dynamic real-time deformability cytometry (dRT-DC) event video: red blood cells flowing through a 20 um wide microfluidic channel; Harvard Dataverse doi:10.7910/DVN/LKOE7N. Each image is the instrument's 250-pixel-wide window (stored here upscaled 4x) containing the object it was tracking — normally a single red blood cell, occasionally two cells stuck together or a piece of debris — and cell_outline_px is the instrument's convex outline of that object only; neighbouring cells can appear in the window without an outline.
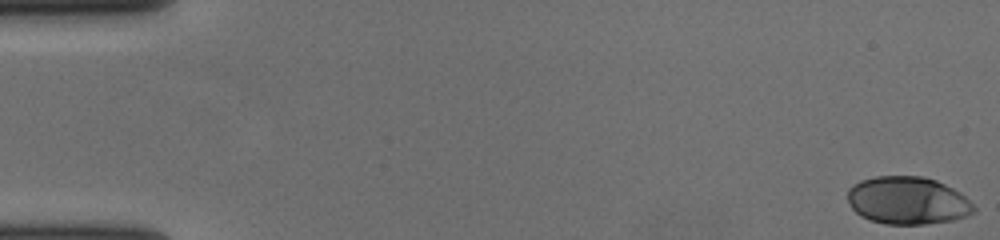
{"species": "human", "species_latin": "Homo sapiens", "temperature_condition": "cold", "stored_images_in_passage": 58, "camera_frame_rate_fps": 3000, "um_per_image_px": 0.085, "donor": {"sex": "female"}, "frame": {"image": 1, "passage_image": 1, "time_ms": 0.0, "image_size_px": [1000, 240], "cell_outline_px": [[976, 212], [952, 220], [924, 224], [884, 224], [860, 216], [852, 208], [848, 200], [848, 188], [852, 184], [860, 180], [876, 176], [924, 176], [936, 180], [960, 192], [976, 208]], "centroid_in_image_um": [77.13, 17.03], "position_along_channel_um": 7.9, "area_um2": 35.08}}
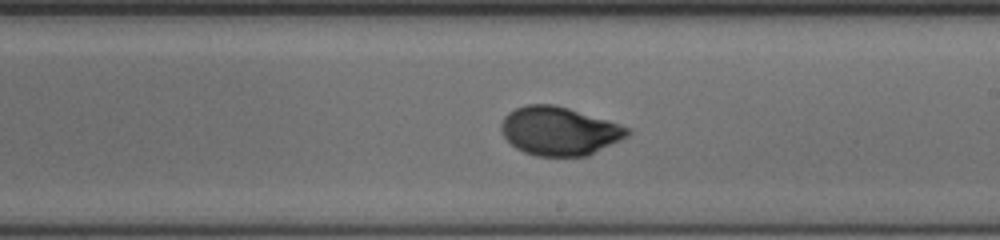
{"frame": {"image": 2, "passage_image": 34, "time_ms": 11.0, "image_size_px": [1000, 240], "cell_outline_px": [[632, 132], [628, 136], [588, 156], [536, 156], [524, 152], [516, 148], [504, 136], [500, 128], [500, 124], [504, 116], [508, 112], [516, 108], [528, 104], [552, 104], [568, 108], [628, 128]], "centroid_in_image_um": [47.49, 11.15], "position_along_channel_um": 241.5, "area_um2": 35.32}}
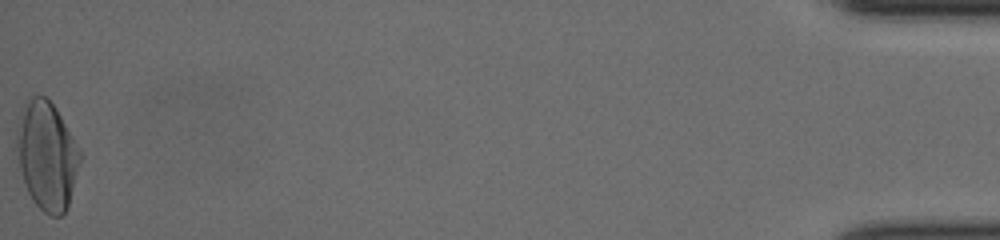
{"frame": {"image": 3, "passage_image": 58, "time_ms": 19.0, "image_size_px": [1000, 240], "cell_outline_px": [[80, 160], [68, 204], [64, 212], [60, 216], [52, 216], [44, 212], [32, 200], [16, 168], [16, 128], [20, 112], [28, 96], [44, 96], [56, 108], [80, 152]], "centroid_in_image_um": [3.9, 13.22], "position_along_channel_um": 431.3, "area_um2": 40.0}, "authors_computed_cell_mechanics": {"area_um2": 35.1713, "velocity_mm_per_s": 3.6135, "shape_relaxation_time_tau1_ms": 4.1808, "shape_relaxation_time_tau2_ms": null, "deformation_change_tau1": 0.1748, "deformation_change_tau2": null}}